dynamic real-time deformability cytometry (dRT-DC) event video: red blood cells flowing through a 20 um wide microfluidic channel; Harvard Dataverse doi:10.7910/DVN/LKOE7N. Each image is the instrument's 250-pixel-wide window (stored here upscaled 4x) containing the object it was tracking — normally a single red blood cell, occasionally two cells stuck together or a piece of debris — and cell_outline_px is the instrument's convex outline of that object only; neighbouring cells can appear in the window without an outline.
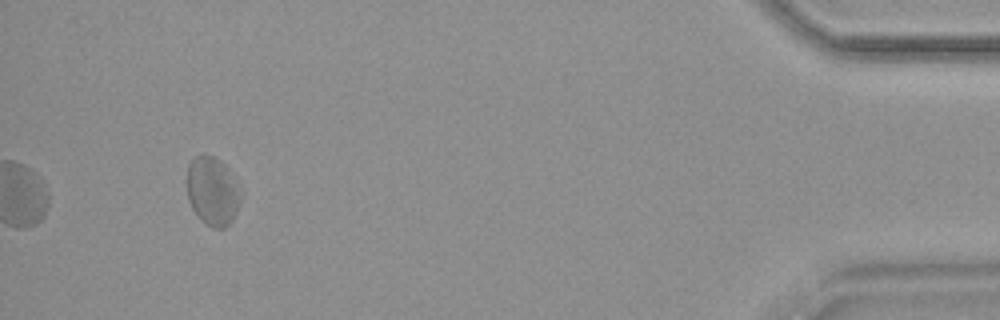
{"species": "common noctule bat (a hibernating species)", "species_latin": "Nyctalus noctula", "temperature_condition": "warm", "stored_images_in_passage": 44, "segment_of_instrument_passage": [2, 2], "camera_frame_rate_fps": 3000, "um_per_image_px": 0.085, "animal": {"sex": "female", "body_mass_g": 18.4}, "frame": {"image": 1, "passage_image": 44, "time_ms": 14.333, "image_size_px": [1000, 320], "cell_outline_px": [[240, 200], [236, 212], [232, 220], [224, 228], [212, 228], [204, 224], [200, 220], [192, 208], [188, 200], [188, 164], [196, 156], [204, 152], [216, 156], [228, 168], [240, 196]], "centroid_in_image_um": [18.03, 16.24], "position_along_channel_um": 417.2, "area_um2": 21.33}}